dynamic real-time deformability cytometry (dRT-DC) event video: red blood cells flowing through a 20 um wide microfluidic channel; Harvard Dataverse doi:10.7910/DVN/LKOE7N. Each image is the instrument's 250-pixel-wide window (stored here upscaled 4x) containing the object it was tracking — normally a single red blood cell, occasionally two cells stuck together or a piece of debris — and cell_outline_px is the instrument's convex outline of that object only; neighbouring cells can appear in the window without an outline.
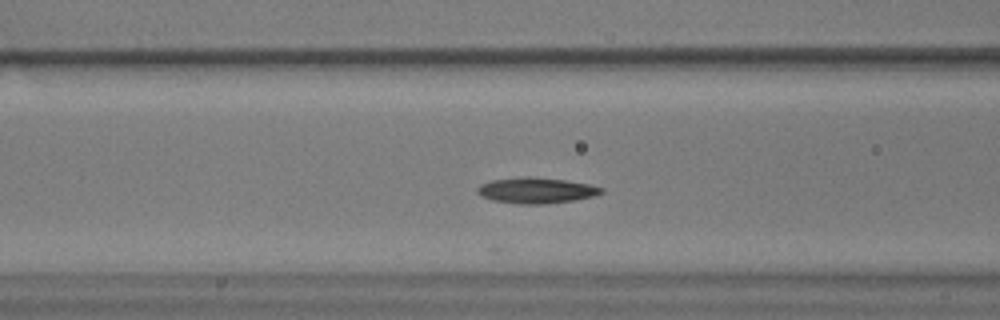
{"species": "common noctule bat (a hibernating species)", "species_latin": "Nyctalus noctula", "temperature_condition": "warm", "stored_images_in_passage": 38, "camera_frame_rate_fps": 3000, "um_per_image_px": 0.085, "animal": {"sex": "male", "body_mass_g": 17.9}, "frame": {"image": 1, "passage_image": 9, "time_ms": 2.667, "image_size_px": [1000, 320], "cell_outline_px": [[604, 192], [592, 196], [576, 200], [544, 204], [520, 204], [492, 200], [480, 196], [476, 192], [476, 188], [480, 184], [492, 180], [528, 176], [564, 180], [588, 184], [604, 188]], "centroid_in_image_um": [45.55, 16.19], "position_along_channel_um": 121.1, "area_um2": 18.61}}
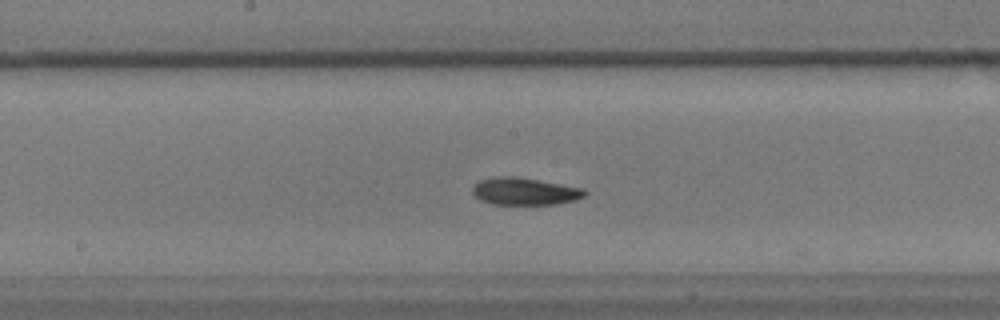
{"frame": {"image": 2, "passage_image": 16, "time_ms": 5.0, "image_size_px": [1000, 320], "cell_outline_px": [[588, 192], [584, 196], [576, 200], [556, 204], [492, 204], [480, 200], [472, 192], [472, 188], [480, 180], [500, 176], [512, 176], [584, 188]], "centroid_in_image_um": [44.61, 16.27], "position_along_channel_um": 203.6, "area_um2": 17.63}}
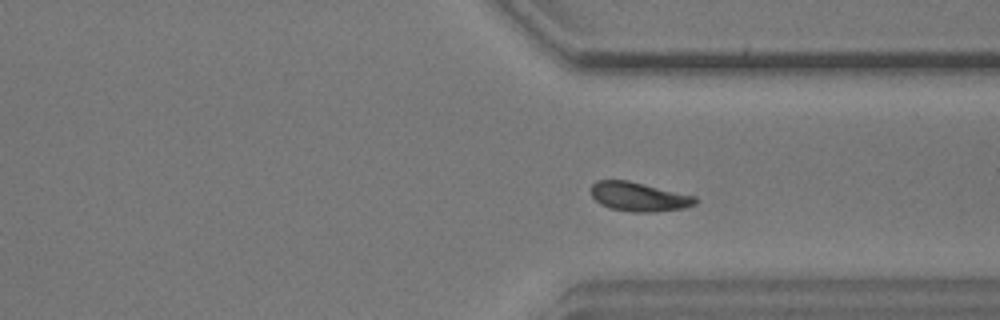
{"frame": {"image": 3, "passage_image": 29, "time_ms": 9.333, "image_size_px": [1000, 320], "cell_outline_px": [[696, 204], [684, 208], [656, 212], [632, 212], [612, 208], [600, 204], [592, 196], [592, 184], [596, 180], [628, 180], [696, 196]], "centroid_in_image_um": [54.32, 16.72], "position_along_channel_um": 357.1, "area_um2": 17.63}}